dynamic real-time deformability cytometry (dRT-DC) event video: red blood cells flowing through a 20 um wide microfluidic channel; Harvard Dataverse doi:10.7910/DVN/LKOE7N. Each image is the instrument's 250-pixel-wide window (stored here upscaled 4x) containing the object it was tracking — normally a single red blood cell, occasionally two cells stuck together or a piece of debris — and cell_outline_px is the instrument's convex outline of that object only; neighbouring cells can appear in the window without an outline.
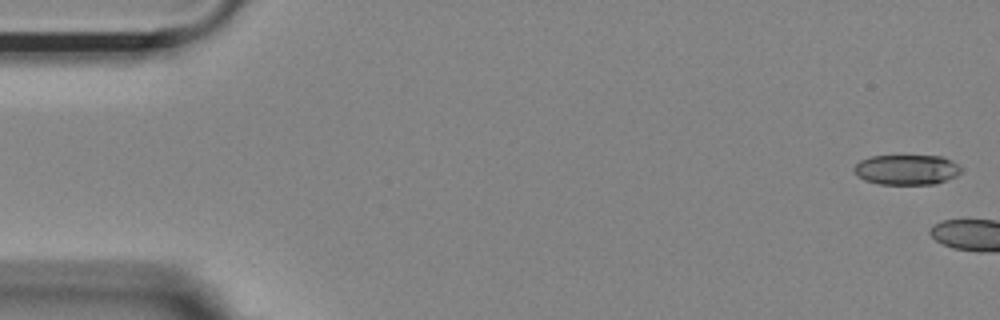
{"species": "Egyptian fruit bat (a non-hibernating species)", "species_latin": "Rousettus aegyptiacus", "temperature_condition": "room temperature", "stored_images_in_passage": 4, "camera_frame_rate_fps": 3000, "um_per_image_px": 0.085, "animal": {"sex": "female"}, "frame": {"image": 1, "passage_image": 1, "time_ms": 0.0, "image_size_px": [1000, 320], "cell_outline_px": [[964, 168], [956, 176], [936, 184], [880, 184], [864, 180], [856, 176], [852, 168], [860, 160], [872, 156], [940, 156], [952, 160]], "centroid_in_image_um": [77.06, 14.42], "position_along_channel_um": 7.9, "area_um2": 18.96}}